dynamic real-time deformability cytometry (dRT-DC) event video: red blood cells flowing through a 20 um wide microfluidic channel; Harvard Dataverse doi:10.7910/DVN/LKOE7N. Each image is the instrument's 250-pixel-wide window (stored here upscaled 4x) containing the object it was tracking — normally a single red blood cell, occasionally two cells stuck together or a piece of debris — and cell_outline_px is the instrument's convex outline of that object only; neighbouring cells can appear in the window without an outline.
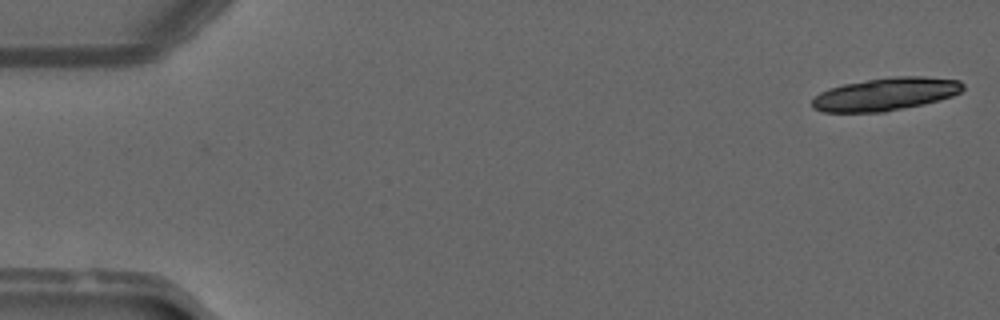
{"species": "common noctule bat (a hibernating species)", "species_latin": "Nyctalus noctula", "temperature_condition": "warm", "stored_images_in_passage": 17, "camera_frame_rate_fps": 3000, "um_per_image_px": 0.085, "animal": {"sex": "male", "forearm_length_mm": 52.5}, "frame": {"image": 1, "passage_image": 1, "time_ms": 0.0, "image_size_px": [1000, 320], "cell_outline_px": [[964, 88], [960, 92], [952, 96], [940, 100], [924, 104], [884, 112], [824, 112], [812, 108], [812, 100], [820, 92], [828, 88], [844, 84], [868, 80], [896, 76], [924, 76], [960, 80], [964, 84]], "centroid_in_image_um": [75.3, 8.0], "position_along_channel_um": 9.7, "area_um2": 28.9}}